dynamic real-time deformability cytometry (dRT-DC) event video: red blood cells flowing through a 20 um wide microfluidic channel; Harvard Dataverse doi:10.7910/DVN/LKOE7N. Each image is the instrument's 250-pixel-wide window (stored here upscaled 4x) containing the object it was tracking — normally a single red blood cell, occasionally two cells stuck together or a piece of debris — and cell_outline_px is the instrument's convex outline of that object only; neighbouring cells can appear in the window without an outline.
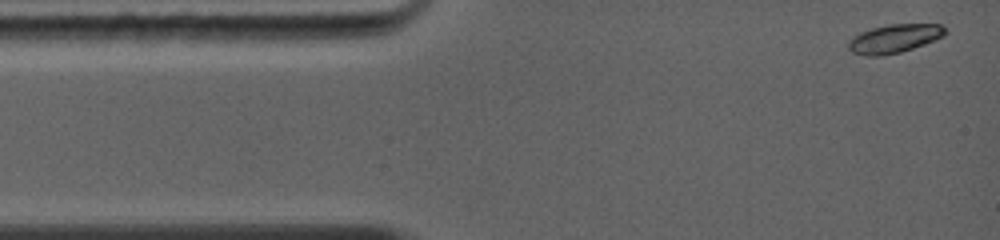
{"species": "common noctule bat (a hibernating species)", "species_latin": "Nyctalus noctula", "temperature_condition": "warm", "stored_images_in_passage": 6, "camera_frame_rate_fps": 5000, "um_per_image_px": 0.085, "animal": {"sex": "female", "body_mass_g": 19.0, "forearm_length_mm": 56.7}, "frame": {"image": 1, "passage_image": 1, "time_ms": 0.0, "image_size_px": [1000, 240], "cell_outline_px": [[948, 32], [944, 36], [924, 44], [900, 52], [880, 56], [868, 56], [852, 52], [848, 48], [848, 40], [852, 36], [860, 32], [872, 28], [888, 24], [940, 24]], "centroid_in_image_um": [75.99, 3.27], "position_along_channel_um": 9.0, "area_um2": 16.13}}
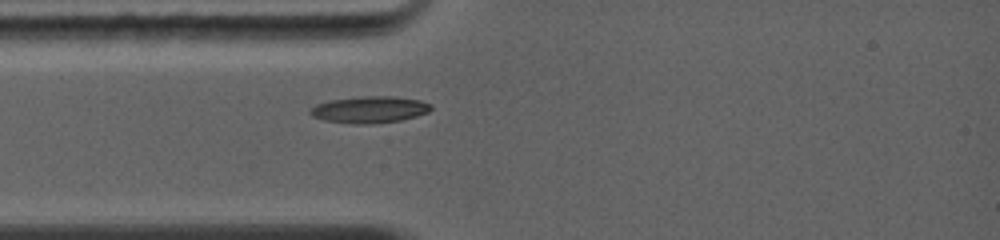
{"frame": {"image": 2, "passage_image": 6, "time_ms": 2.6, "image_size_px": [1000, 240], "cell_outline_px": [[432, 108], [428, 112], [416, 116], [400, 120], [372, 124], [352, 124], [324, 120], [312, 116], [308, 112], [316, 104], [328, 100], [360, 96], [396, 96], [420, 100], [432, 104]], "centroid_in_image_um": [31.41, 9.31], "position_along_channel_um": 53.6, "area_um2": 18.96}}